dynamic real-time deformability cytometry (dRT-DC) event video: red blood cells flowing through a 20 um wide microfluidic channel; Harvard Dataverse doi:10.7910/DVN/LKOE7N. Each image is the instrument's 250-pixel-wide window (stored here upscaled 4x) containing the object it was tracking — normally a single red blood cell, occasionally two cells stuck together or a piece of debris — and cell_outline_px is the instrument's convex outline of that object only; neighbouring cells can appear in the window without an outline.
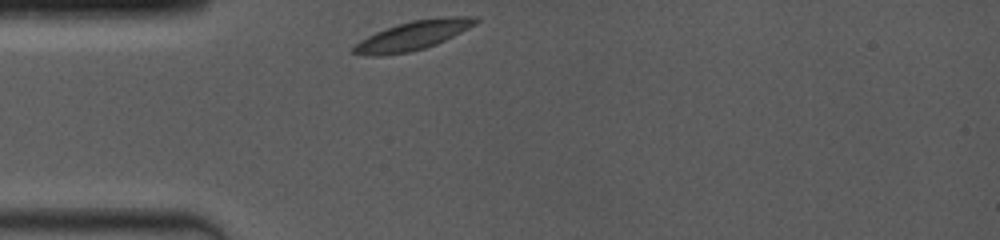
{"species": "common noctule bat (a hibernating species)", "species_latin": "Nyctalus noctula", "temperature_condition": "room temperature", "stored_images_in_passage": 23, "camera_frame_rate_fps": 4000, "um_per_image_px": 0.085, "animal": {"sex": "female", "body_mass_g": 19.0, "forearm_length_mm": 53.3}, "frame": {"image": 1, "passage_image": 1, "time_ms": 0.0, "image_size_px": [1000, 240], "cell_outline_px": [[480, 20], [476, 24], [436, 44], [424, 48], [408, 52], [384, 56], [364, 56], [352, 52], [352, 48], [360, 40], [376, 32], [412, 20], [444, 16], [476, 16]], "centroid_in_image_um": [35.1, 3.02], "position_along_channel_um": 49.9, "area_um2": 20.52}}
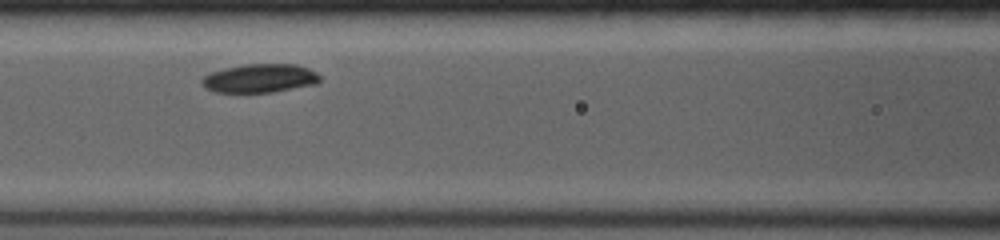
{"frame": {"image": 2, "passage_image": 17, "time_ms": 2.75, "image_size_px": [1000, 240], "cell_outline_px": [[320, 80], [316, 84], [272, 92], [216, 92], [204, 88], [200, 84], [200, 80], [204, 76], [212, 72], [224, 68], [244, 64], [296, 64], [308, 68], [316, 72], [320, 76]], "centroid_in_image_um": [22.06, 6.65], "position_along_channel_um": 144.5, "area_um2": 19.77}}
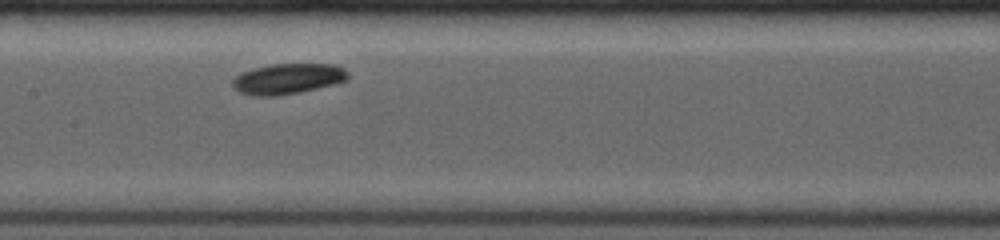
{"frame": {"image": 3, "passage_image": 22, "time_ms": 3.75, "image_size_px": [1000, 240], "cell_outline_px": [[348, 76], [344, 80], [332, 84], [300, 92], [276, 96], [252, 96], [240, 92], [232, 88], [232, 80], [240, 72], [252, 68], [272, 64], [336, 64], [344, 68], [348, 72]], "centroid_in_image_um": [24.4, 6.69], "position_along_channel_um": 183.0, "area_um2": 20.58}}